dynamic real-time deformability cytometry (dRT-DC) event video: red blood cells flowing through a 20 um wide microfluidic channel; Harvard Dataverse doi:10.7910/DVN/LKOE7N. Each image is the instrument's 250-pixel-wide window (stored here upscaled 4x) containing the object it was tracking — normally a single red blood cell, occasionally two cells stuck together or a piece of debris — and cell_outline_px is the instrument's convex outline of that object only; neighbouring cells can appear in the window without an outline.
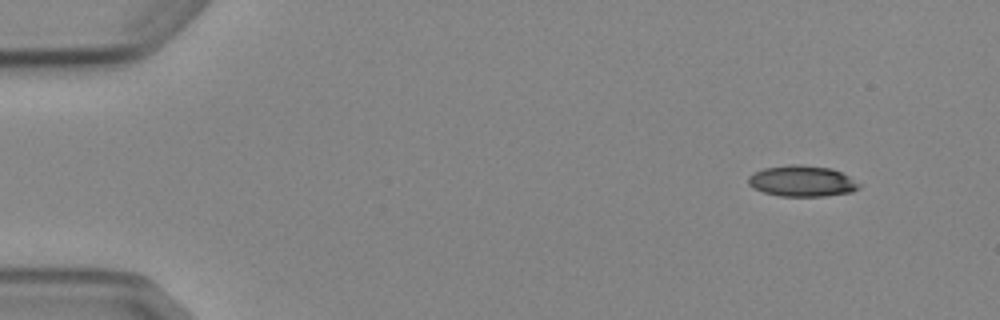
{"species": "Egyptian fruit bat (a non-hibernating species)", "species_latin": "Rousettus aegyptiacus", "temperature_condition": "cold", "stored_images_in_passage": 4, "camera_frame_rate_fps": 3000, "um_per_image_px": 0.085, "animal": {"sex": "female"}, "frame": {"image": 1, "passage_image": 1, "time_ms": 0.0, "image_size_px": [1000, 320], "cell_outline_px": [[860, 188], [852, 192], [824, 196], [780, 196], [764, 192], [748, 184], [748, 176], [764, 168], [788, 164], [804, 164], [832, 168], [848, 176], [860, 184]], "centroid_in_image_um": [68.19, 15.38], "position_along_channel_um": 16.8, "area_um2": 20.0}}
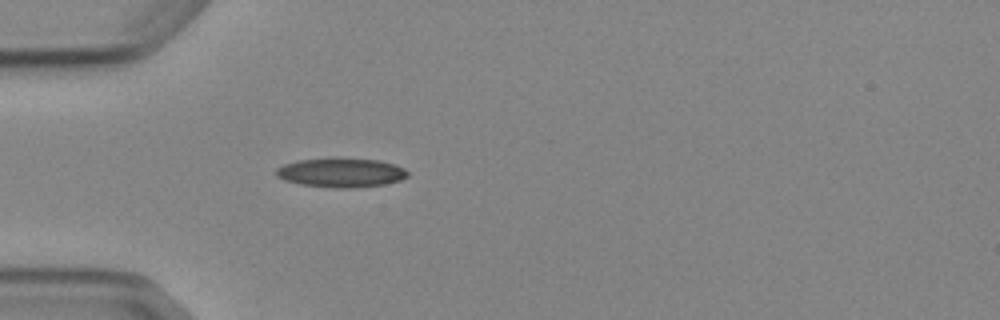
{"frame": {"image": 2, "passage_image": 4, "time_ms": 3.667, "image_size_px": [1000, 320], "cell_outline_px": [[408, 176], [400, 180], [384, 184], [356, 188], [332, 188], [300, 184], [284, 180], [276, 176], [276, 168], [284, 164], [300, 160], [380, 160], [396, 164], [404, 168], [408, 172]], "centroid_in_image_um": [29.01, 14.71], "position_along_channel_um": 56.0, "area_um2": 21.85}}